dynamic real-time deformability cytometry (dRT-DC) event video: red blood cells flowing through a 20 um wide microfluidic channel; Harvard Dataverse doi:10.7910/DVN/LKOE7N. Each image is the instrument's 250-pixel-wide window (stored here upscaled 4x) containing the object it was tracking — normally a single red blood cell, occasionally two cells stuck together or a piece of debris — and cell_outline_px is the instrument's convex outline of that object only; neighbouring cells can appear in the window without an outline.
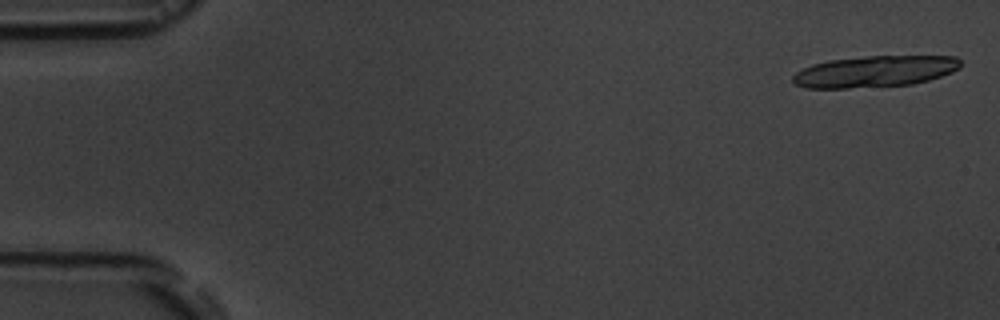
{"species": "common noctule bat (a hibernating species)", "species_latin": "Nyctalus noctula", "temperature_condition": "room temperature", "stored_images_in_passage": 13, "camera_frame_rate_fps": 3000, "um_per_image_px": 0.085, "animal": {"sex": "male", "body_mass_g": 19.5, "forearm_length_mm": 54.6}, "frame": {"image": 1, "passage_image": 1, "time_ms": 0.0, "image_size_px": [1000, 320], "cell_outline_px": [[960, 68], [952, 72], [928, 80], [912, 84], [848, 88], [804, 88], [796, 84], [792, 80], [792, 76], [796, 72], [812, 64], [828, 60], [868, 56], [956, 56], [960, 60]], "centroid_in_image_um": [74.34, 6.07], "position_along_channel_um": 10.7, "area_um2": 30.58}}
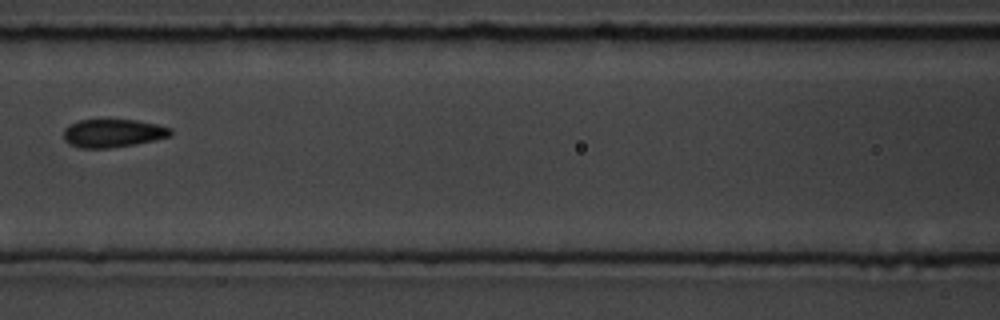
{"frame": {"image": 2, "passage_image": 7, "time_ms": 8.0, "image_size_px": [1000, 320], "cell_outline_px": [[172, 136], [132, 144], [108, 148], [80, 148], [68, 144], [64, 140], [64, 128], [68, 124], [80, 120], [136, 120], [156, 124], [172, 128]], "centroid_in_image_um": [9.56, 11.31], "position_along_channel_um": 157.0, "area_um2": 17.51}}
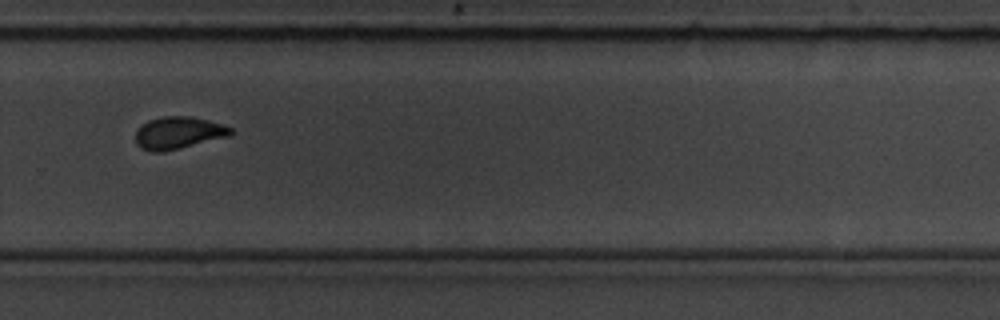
{"frame": {"image": 3, "passage_image": 11, "time_ms": 12.333, "image_size_px": [1000, 320], "cell_outline_px": [[232, 132], [228, 136], [164, 152], [152, 152], [140, 148], [136, 144], [136, 132], [148, 120], [164, 116], [188, 116], [208, 120], [232, 128]], "centroid_in_image_um": [15.13, 11.3], "position_along_channel_um": 314.7, "area_um2": 17.63}, "authors_computed_cell_mechanics": {"area_um2": 18.0336, "velocity_mm_per_s": 3.6575, "shape_relaxation_time_tau1_ms": null, "shape_relaxation_time_tau2_ms": 0.2216, "deformation_change_tau1": null, "deformation_change_tau2": 0.0368}}